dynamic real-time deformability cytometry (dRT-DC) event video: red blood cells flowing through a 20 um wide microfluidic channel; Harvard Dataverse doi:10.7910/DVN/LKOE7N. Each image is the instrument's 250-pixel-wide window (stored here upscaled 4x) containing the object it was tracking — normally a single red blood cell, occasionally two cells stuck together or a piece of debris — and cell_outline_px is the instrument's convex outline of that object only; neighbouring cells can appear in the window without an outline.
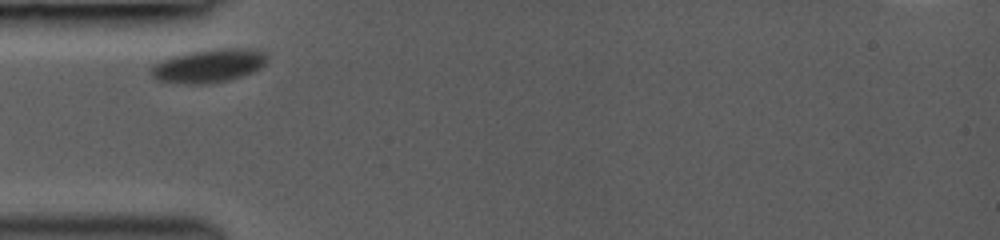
{"species": "common noctule bat (a hibernating species)", "species_latin": "Nyctalus noctula", "temperature_condition": "room temperature", "stored_images_in_passage": 27, "camera_frame_rate_fps": 3000, "um_per_image_px": 0.085, "animal": {"sex": "female", "body_mass_g": 19.0, "forearm_length_mm": 53.3}, "frame": {"image": 1, "passage_image": 1, "time_ms": 0.0, "image_size_px": [1000, 240], "cell_outline_px": [[268, 60], [260, 68], [252, 72], [228, 80], [212, 84], [184, 84], [156, 80], [148, 72], [152, 64], [160, 60], [172, 56], [188, 52], [216, 48], [248, 48], [264, 52], [268, 56]], "centroid_in_image_um": [17.69, 5.59], "position_along_channel_um": 67.3, "area_um2": 23.0}}
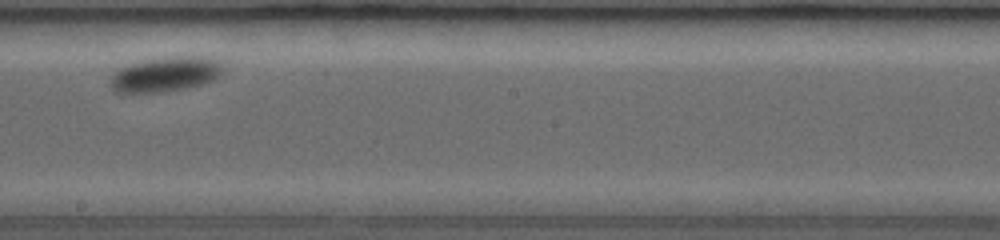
{"frame": {"image": 2, "passage_image": 14, "time_ms": 4.667, "image_size_px": [1000, 240], "cell_outline_px": [[224, 72], [208, 84], [160, 92], [116, 92], [112, 88], [112, 76], [120, 68], [144, 60], [168, 56], [204, 56], [220, 60], [224, 68]], "centroid_in_image_um": [14.18, 6.3], "position_along_channel_um": 234.0, "area_um2": 22.95}}
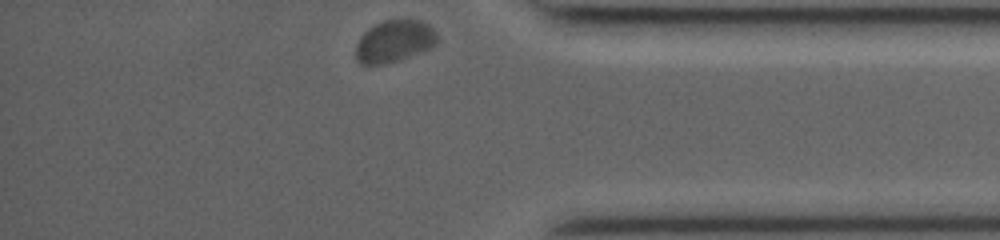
{"frame": {"image": 3, "passage_image": 27, "time_ms": 9.333, "image_size_px": [1000, 240], "cell_outline_px": [[440, 40], [432, 48], [400, 60], [384, 64], [360, 64], [356, 60], [356, 44], [360, 36], [368, 28], [384, 20], [424, 20], [436, 32]], "centroid_in_image_um": [33.54, 3.51], "position_along_channel_um": 401.7, "area_um2": 20.23}, "authors_computed_cell_mechanics": {"area_um2": 22.5998, "velocity_mm_per_s": 3.6182, "shape_relaxation_time_tau1_ms": 1.0467, "shape_relaxation_time_tau2_ms": null, "deformation_change_tau1": 0.0323, "deformation_change_tau2": null}}